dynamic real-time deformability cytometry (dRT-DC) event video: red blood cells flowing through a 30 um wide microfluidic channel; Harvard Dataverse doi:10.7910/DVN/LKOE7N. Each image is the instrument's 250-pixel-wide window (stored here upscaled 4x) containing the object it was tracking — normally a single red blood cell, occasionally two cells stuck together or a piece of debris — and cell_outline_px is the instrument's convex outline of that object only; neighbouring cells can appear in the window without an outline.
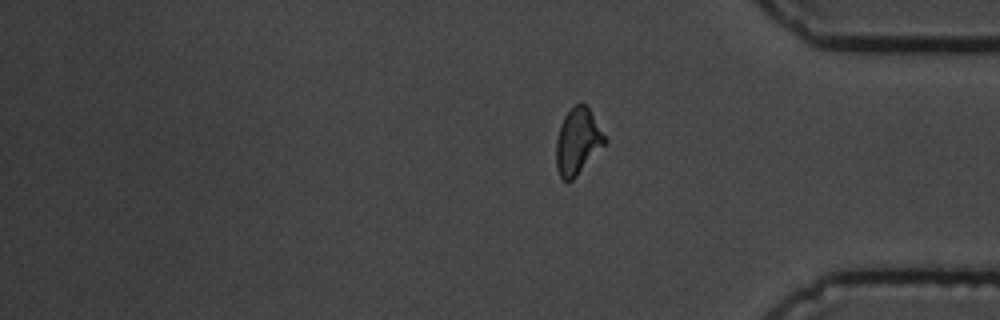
{"species": "common noctule bat (a hibernating species)", "species_latin": "Nyctalus noctula", "temperature_condition": "cold", "stored_images_in_passage": 18, "segment_of_instrument_passage": [2, 2], "camera_frame_rate_fps": 3000, "um_per_image_px": 0.085, "animal": {"sex": "male", "body_mass_g": 19.5, "forearm_length_mm": 54.6}, "frame": {"image": 1, "passage_image": 18, "time_ms": 19.333, "image_size_px": [1000, 320], "cell_outline_px": [[608, 144], [572, 180], [564, 180], [560, 176], [556, 168], [556, 140], [560, 124], [564, 116], [580, 100], [588, 108], [608, 140]], "centroid_in_image_um": [49.12, 12.03], "position_along_channel_um": 386.1, "area_um2": 18.96}}